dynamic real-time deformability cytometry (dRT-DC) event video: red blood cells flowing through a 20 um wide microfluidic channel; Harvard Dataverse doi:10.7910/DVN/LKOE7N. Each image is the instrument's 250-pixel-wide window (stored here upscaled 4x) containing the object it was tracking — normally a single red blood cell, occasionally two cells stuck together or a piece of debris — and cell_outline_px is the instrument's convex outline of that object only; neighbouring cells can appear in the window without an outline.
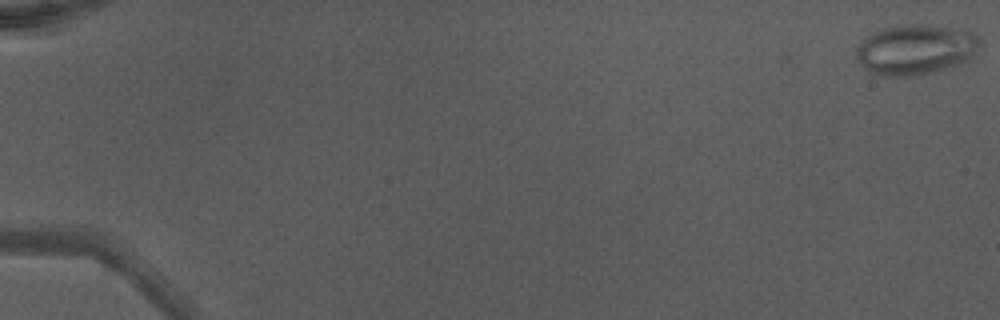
{"species": "Egyptian fruit bat (a non-hibernating species)", "species_latin": "Rousettus aegyptiacus", "temperature_condition": "warm", "stored_images_in_passage": 6, "camera_frame_rate_fps": 3000, "um_per_image_px": 0.085, "animal": {"sex": "male"}, "frame": {"image": 1, "passage_image": 1, "time_ms": 0.0, "image_size_px": [1000, 320], "cell_outline_px": [[980, 44], [960, 64], [932, 72], [916, 76], [880, 76], [868, 72], [864, 68], [856, 56], [856, 48], [860, 40], [872, 32], [880, 28], [904, 24], [920, 24], [972, 32], [976, 36]], "centroid_in_image_um": [77.69, 4.22], "position_along_channel_um": 7.3, "area_um2": 35.84}}